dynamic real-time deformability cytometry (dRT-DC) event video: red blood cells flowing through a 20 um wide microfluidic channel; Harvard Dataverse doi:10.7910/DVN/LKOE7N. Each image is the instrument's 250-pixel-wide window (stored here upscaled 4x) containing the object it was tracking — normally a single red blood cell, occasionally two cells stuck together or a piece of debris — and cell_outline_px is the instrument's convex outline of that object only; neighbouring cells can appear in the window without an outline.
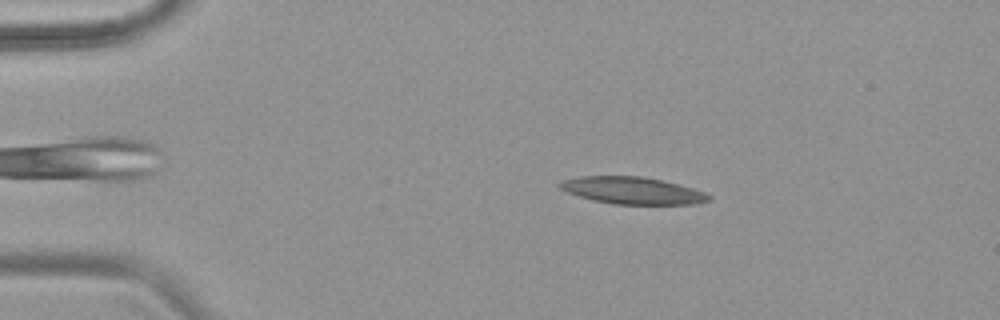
{"species": "common noctule bat (a hibernating species)", "species_latin": "Nyctalus noctula", "temperature_condition": "warm", "stored_images_in_passage": 25, "camera_frame_rate_fps": 3000, "um_per_image_px": 0.085, "animal": {"sex": "female", "body_mass_g": 18.4}, "frame": {"image": 1, "passage_image": 10, "time_ms": 3.0, "image_size_px": [1000, 320], "cell_outline_px": [[712, 200], [696, 204], [612, 204], [592, 200], [568, 192], [560, 188], [556, 184], [564, 180], [580, 176], [640, 176], [680, 184], [704, 192], [712, 196]], "centroid_in_image_um": [53.78, 16.2], "position_along_channel_um": 31.2, "area_um2": 23.47}}
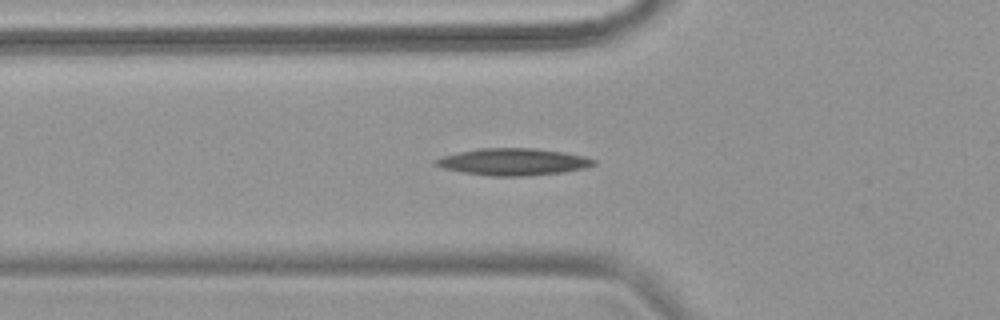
{"frame": {"image": 2, "passage_image": 19, "time_ms": 6.0, "image_size_px": [1000, 320], "cell_outline_px": [[596, 164], [584, 168], [560, 172], [528, 176], [492, 176], [464, 172], [444, 168], [432, 164], [432, 160], [444, 156], [460, 152], [480, 148], [536, 148], [564, 152], [584, 156], [596, 160]], "centroid_in_image_um": [43.62, 13.75], "position_along_channel_um": 82.2, "area_um2": 24.68}}
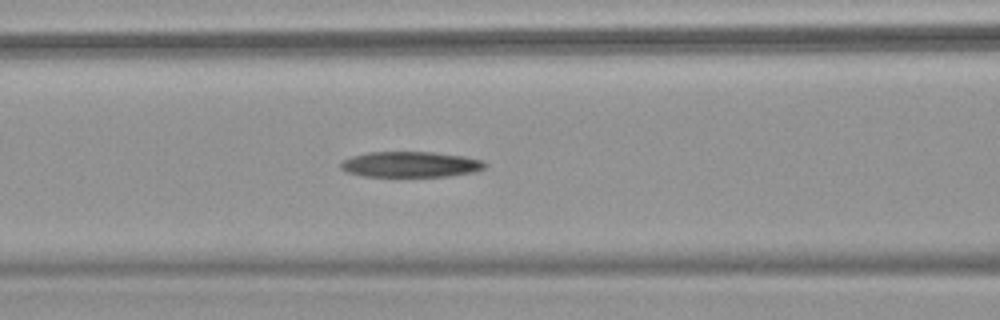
{"frame": {"image": 3, "passage_image": 23, "time_ms": 7.333, "image_size_px": [1000, 320], "cell_outline_px": [[488, 164], [484, 168], [476, 172], [448, 176], [364, 176], [348, 172], [340, 168], [340, 164], [344, 160], [352, 156], [368, 152], [432, 152], [464, 156], [484, 160]], "centroid_in_image_um": [34.95, 13.97], "position_along_channel_um": 131.7, "area_um2": 21.56}}